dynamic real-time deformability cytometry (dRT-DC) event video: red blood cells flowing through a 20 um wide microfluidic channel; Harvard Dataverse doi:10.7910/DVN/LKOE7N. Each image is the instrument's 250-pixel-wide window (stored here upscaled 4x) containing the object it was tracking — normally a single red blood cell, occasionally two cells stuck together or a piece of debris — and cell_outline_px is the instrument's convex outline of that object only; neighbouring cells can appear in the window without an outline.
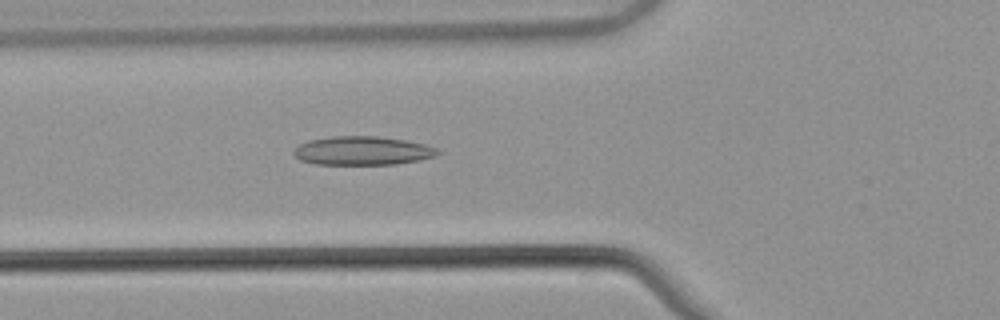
{"species": "common noctule bat (a hibernating species)", "species_latin": "Nyctalus noctula", "temperature_condition": "warm", "stored_images_in_passage": 51, "camera_frame_rate_fps": 3000, "um_per_image_px": 0.085, "animal": {"sex": "male", "body_mass_g": 21.5, "forearm_length_mm": 52.0}, "frame": {"image": 1, "passage_image": 18, "time_ms": 5.667, "image_size_px": [1000, 320], "cell_outline_px": [[440, 152], [436, 156], [420, 160], [396, 164], [316, 164], [300, 160], [292, 152], [300, 144], [308, 140], [332, 136], [380, 136], [404, 140], [424, 144], [436, 148]], "centroid_in_image_um": [30.81, 12.81], "position_along_channel_um": 95.0, "area_um2": 24.04}}
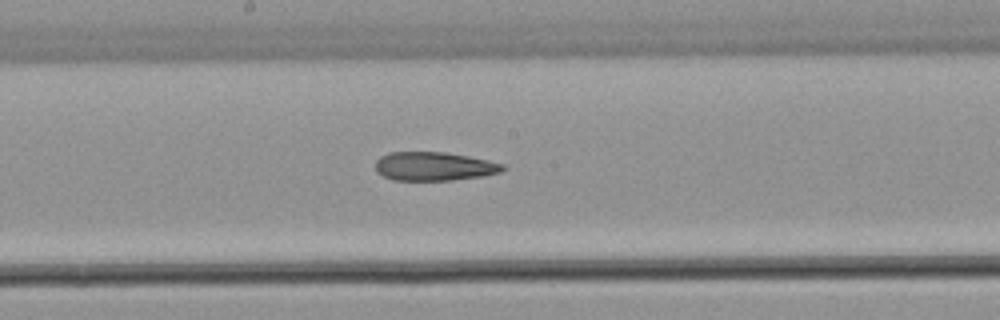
{"frame": {"image": 2, "passage_image": 27, "time_ms": 8.667, "image_size_px": [1000, 320], "cell_outline_px": [[508, 168], [500, 172], [484, 176], [452, 180], [392, 180], [376, 172], [376, 160], [380, 156], [388, 152], [444, 152], [468, 156], [488, 160], [504, 164]], "centroid_in_image_um": [36.91, 14.14], "position_along_channel_um": 211.3, "area_um2": 21.44}}
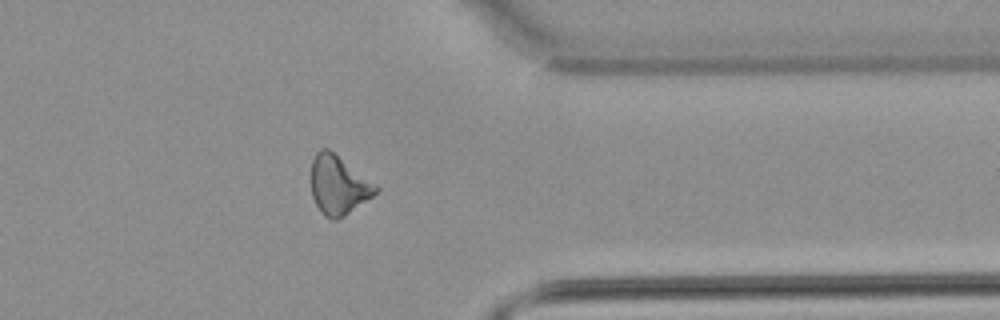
{"frame": {"image": 3, "passage_image": 41, "time_ms": 13.333, "image_size_px": [1000, 320], "cell_outline_px": [[380, 188], [372, 196], [344, 216], [336, 220], [332, 220], [324, 216], [320, 212], [312, 196], [312, 160], [316, 152], [320, 148], [328, 148], [376, 184]], "centroid_in_image_um": [28.75, 15.74], "position_along_channel_um": 382.6, "area_um2": 21.96}}